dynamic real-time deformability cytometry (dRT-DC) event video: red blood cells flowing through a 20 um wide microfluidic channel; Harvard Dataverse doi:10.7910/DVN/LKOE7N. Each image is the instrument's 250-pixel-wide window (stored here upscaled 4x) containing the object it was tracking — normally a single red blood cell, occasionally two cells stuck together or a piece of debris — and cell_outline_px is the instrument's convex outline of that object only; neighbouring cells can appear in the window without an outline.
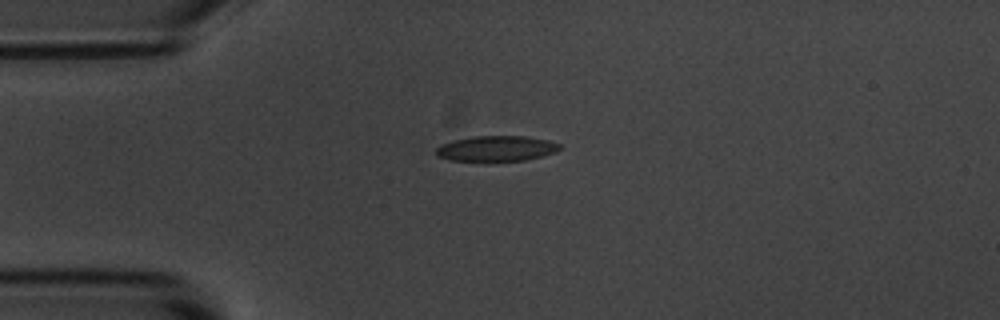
{"species": "common noctule bat (a hibernating species)", "species_latin": "Nyctalus noctula", "temperature_condition": "room temperature", "stored_images_in_passage": 42, "camera_frame_rate_fps": 3000, "um_per_image_px": 0.085, "animal": {"sex": "male", "body_mass_g": 20.1, "forearm_length_mm": 53.5}, "frame": {"image": 1, "passage_image": 1, "time_ms": 0.0, "image_size_px": [1000, 320], "cell_outline_px": [[564, 148], [556, 152], [524, 160], [448, 160], [436, 156], [436, 148], [440, 144], [452, 140], [472, 136], [524, 136], [548, 140], [560, 144]], "centroid_in_image_um": [42.18, 12.61], "position_along_channel_um": 42.8, "area_um2": 18.26}}
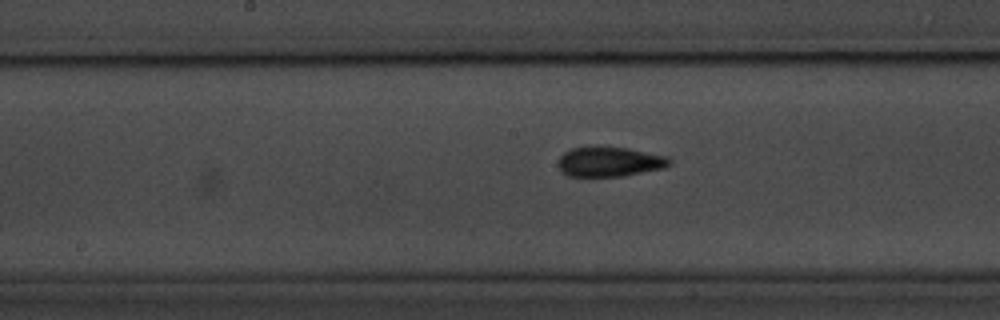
{"frame": {"image": 2, "passage_image": 15, "time_ms": 4.667, "image_size_px": [1000, 320], "cell_outline_px": [[672, 164], [664, 168], [624, 176], [568, 176], [560, 172], [556, 164], [560, 156], [564, 152], [572, 148], [592, 144], [628, 148], [668, 156], [672, 160]], "centroid_in_image_um": [51.78, 13.72], "position_along_channel_um": 196.4, "area_um2": 20.11}}
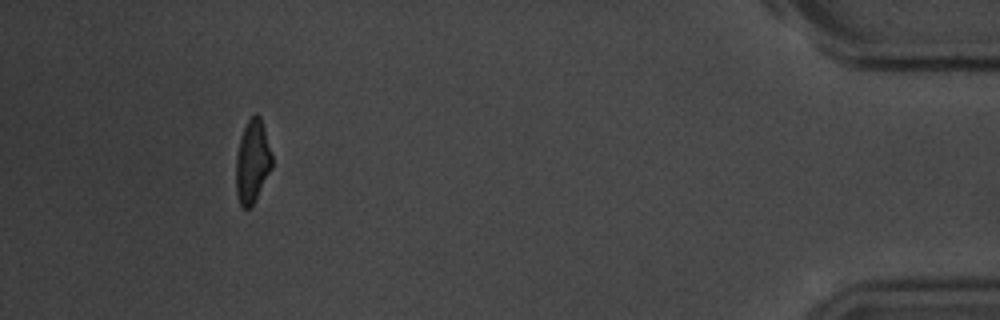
{"frame": {"image": 3, "passage_image": 38, "time_ms": 12.333, "image_size_px": [1000, 320], "cell_outline_px": [[272, 168], [252, 204], [248, 208], [244, 208], [240, 204], [236, 192], [236, 156], [240, 140], [244, 128], [248, 120], [256, 112], [260, 116], [272, 156]], "centroid_in_image_um": [21.45, 13.72], "position_along_channel_um": 413.8, "area_um2": 16.99}, "authors_computed_cell_mechanics": {"area_um2": 18.2359, "velocity_mm_per_s": 3.6885, "shape_relaxation_time_tau1_ms": 6.7953, "shape_relaxation_time_tau2_ms": 2.6913, "deformation_change_tau1": 0.1819, "deformation_change_tau2": 0.1023}}